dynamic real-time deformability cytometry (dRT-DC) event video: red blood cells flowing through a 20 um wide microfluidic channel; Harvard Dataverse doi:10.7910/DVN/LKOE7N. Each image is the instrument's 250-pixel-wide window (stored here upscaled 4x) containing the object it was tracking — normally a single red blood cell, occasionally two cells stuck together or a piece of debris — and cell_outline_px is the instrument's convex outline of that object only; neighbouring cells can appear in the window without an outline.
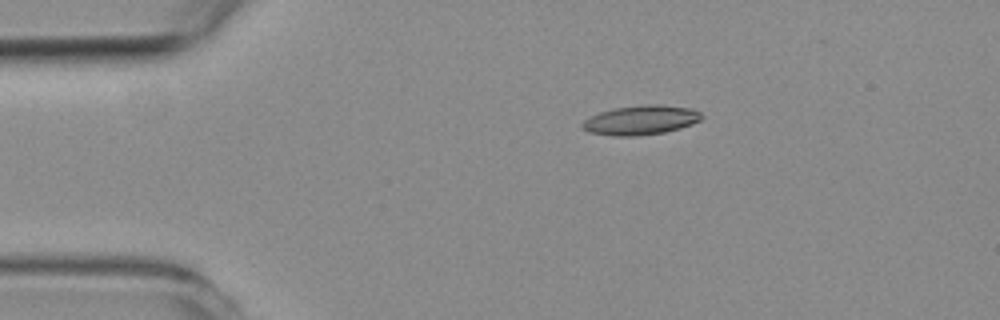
{"species": "common noctule bat (a hibernating species)", "species_latin": "Nyctalus noctula", "temperature_condition": "room temperature", "stored_images_in_passage": 45, "camera_frame_rate_fps": 3000, "um_per_image_px": 0.085, "animal": {"sex": "female", "body_mass_g": 19.3, "forearm_length_mm": 54.1}, "frame": {"image": 1, "passage_image": 1, "time_ms": 0.0, "image_size_px": [1000, 320], "cell_outline_px": [[704, 116], [700, 120], [692, 124], [680, 128], [664, 132], [636, 136], [612, 136], [588, 132], [580, 124], [584, 120], [600, 112], [616, 108], [644, 104], [660, 104], [692, 108], [700, 112]], "centroid_in_image_um": [54.49, 10.2], "position_along_channel_um": 30.5, "area_um2": 20.46}}
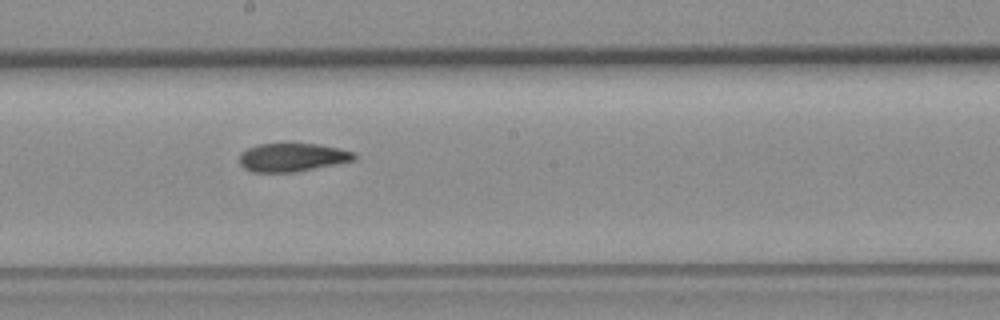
{"frame": {"image": 2, "passage_image": 20, "time_ms": 6.333, "image_size_px": [1000, 320], "cell_outline_px": [[356, 160], [296, 172], [252, 172], [244, 168], [240, 164], [240, 152], [248, 148], [260, 144], [316, 144], [336, 148], [352, 152], [356, 156]], "centroid_in_image_um": [24.81, 13.39], "position_along_channel_um": 223.4, "area_um2": 18.79}}
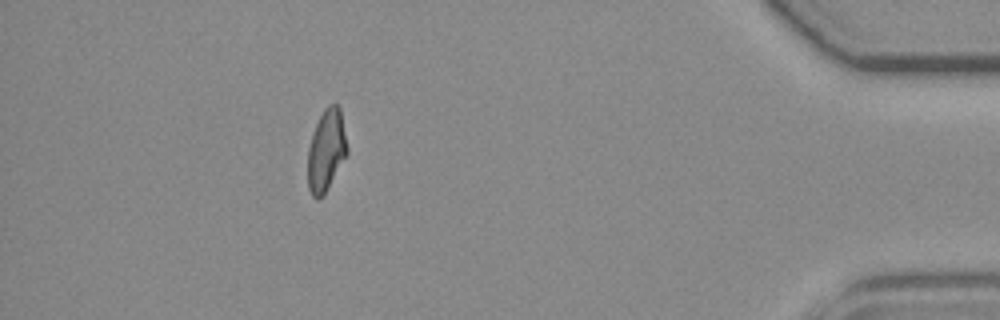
{"frame": {"image": 3, "passage_image": 39, "time_ms": 12.667, "image_size_px": [1000, 320], "cell_outline_px": [[348, 152], [324, 196], [316, 200], [312, 196], [308, 188], [308, 148], [316, 124], [324, 108], [328, 104], [336, 104], [340, 108], [348, 148]], "centroid_in_image_um": [27.73, 12.81], "position_along_channel_um": 407.5, "area_um2": 18.79}, "authors_computed_cell_mechanics": {"area_um2": 19.5364, "velocity_mm_per_s": 3.8247, "shape_relaxation_time_tau1_ms": null, "shape_relaxation_time_tau2_ms": 4.2668, "deformation_change_tau1": null, "deformation_change_tau2": 0.113}}